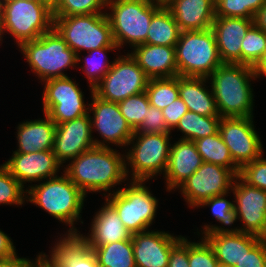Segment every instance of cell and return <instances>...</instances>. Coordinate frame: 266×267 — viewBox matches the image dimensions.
Segmentation results:
<instances>
[{
  "label": "cell",
  "instance_id": "db71d44e",
  "mask_svg": "<svg viewBox=\"0 0 266 267\" xmlns=\"http://www.w3.org/2000/svg\"><path fill=\"white\" fill-rule=\"evenodd\" d=\"M4 2L10 1H21V0H3ZM25 1H34V2H48L47 0H25Z\"/></svg>",
  "mask_w": 266,
  "mask_h": 267
},
{
  "label": "cell",
  "instance_id": "6da1fadb",
  "mask_svg": "<svg viewBox=\"0 0 266 267\" xmlns=\"http://www.w3.org/2000/svg\"><path fill=\"white\" fill-rule=\"evenodd\" d=\"M70 162L64 173L84 194L111 191L127 179L125 157L109 146H95Z\"/></svg>",
  "mask_w": 266,
  "mask_h": 267
},
{
  "label": "cell",
  "instance_id": "f546056e",
  "mask_svg": "<svg viewBox=\"0 0 266 267\" xmlns=\"http://www.w3.org/2000/svg\"><path fill=\"white\" fill-rule=\"evenodd\" d=\"M220 116H201L187 111L179 120L178 130L184 134L182 140L196 141L219 132Z\"/></svg>",
  "mask_w": 266,
  "mask_h": 267
},
{
  "label": "cell",
  "instance_id": "e0dca14e",
  "mask_svg": "<svg viewBox=\"0 0 266 267\" xmlns=\"http://www.w3.org/2000/svg\"><path fill=\"white\" fill-rule=\"evenodd\" d=\"M24 187L26 182L42 181L56 177L62 165L53 150H42L32 153H13L3 164Z\"/></svg>",
  "mask_w": 266,
  "mask_h": 267
},
{
  "label": "cell",
  "instance_id": "7dc6e473",
  "mask_svg": "<svg viewBox=\"0 0 266 267\" xmlns=\"http://www.w3.org/2000/svg\"><path fill=\"white\" fill-rule=\"evenodd\" d=\"M242 267H266V241L261 239L246 253Z\"/></svg>",
  "mask_w": 266,
  "mask_h": 267
},
{
  "label": "cell",
  "instance_id": "8fae6325",
  "mask_svg": "<svg viewBox=\"0 0 266 267\" xmlns=\"http://www.w3.org/2000/svg\"><path fill=\"white\" fill-rule=\"evenodd\" d=\"M231 190L235 197L232 202L236 203L235 218L241 219L243 227L229 229L205 225L202 235L215 231H239L262 237L266 231V191L249 186L239 176L235 177Z\"/></svg>",
  "mask_w": 266,
  "mask_h": 267
},
{
  "label": "cell",
  "instance_id": "4316f807",
  "mask_svg": "<svg viewBox=\"0 0 266 267\" xmlns=\"http://www.w3.org/2000/svg\"><path fill=\"white\" fill-rule=\"evenodd\" d=\"M206 81L208 82V78L178 75L179 97L188 111L201 116H220L212 90L205 88Z\"/></svg>",
  "mask_w": 266,
  "mask_h": 267
},
{
  "label": "cell",
  "instance_id": "484cf974",
  "mask_svg": "<svg viewBox=\"0 0 266 267\" xmlns=\"http://www.w3.org/2000/svg\"><path fill=\"white\" fill-rule=\"evenodd\" d=\"M44 116V120H27L18 125V149L13 153L27 154L53 149L56 124L47 114L44 113Z\"/></svg>",
  "mask_w": 266,
  "mask_h": 267
},
{
  "label": "cell",
  "instance_id": "11a10c76",
  "mask_svg": "<svg viewBox=\"0 0 266 267\" xmlns=\"http://www.w3.org/2000/svg\"><path fill=\"white\" fill-rule=\"evenodd\" d=\"M51 5L55 3L56 0H47Z\"/></svg>",
  "mask_w": 266,
  "mask_h": 267
},
{
  "label": "cell",
  "instance_id": "44dd1931",
  "mask_svg": "<svg viewBox=\"0 0 266 267\" xmlns=\"http://www.w3.org/2000/svg\"><path fill=\"white\" fill-rule=\"evenodd\" d=\"M105 202V205L93 217L91 233L87 237L80 232L77 234L92 250L102 245L132 238V234L123 225L115 208L107 200Z\"/></svg>",
  "mask_w": 266,
  "mask_h": 267
},
{
  "label": "cell",
  "instance_id": "c3c4849f",
  "mask_svg": "<svg viewBox=\"0 0 266 267\" xmlns=\"http://www.w3.org/2000/svg\"><path fill=\"white\" fill-rule=\"evenodd\" d=\"M47 256L44 253H40L36 261L29 260L27 258H19L17 254L8 259L0 260V267H43L47 263Z\"/></svg>",
  "mask_w": 266,
  "mask_h": 267
},
{
  "label": "cell",
  "instance_id": "1f68e13d",
  "mask_svg": "<svg viewBox=\"0 0 266 267\" xmlns=\"http://www.w3.org/2000/svg\"><path fill=\"white\" fill-rule=\"evenodd\" d=\"M43 111L46 114L59 100L84 99L76 81L70 77L53 78L44 81Z\"/></svg>",
  "mask_w": 266,
  "mask_h": 267
},
{
  "label": "cell",
  "instance_id": "d590c367",
  "mask_svg": "<svg viewBox=\"0 0 266 267\" xmlns=\"http://www.w3.org/2000/svg\"><path fill=\"white\" fill-rule=\"evenodd\" d=\"M266 0H215V17L253 19Z\"/></svg>",
  "mask_w": 266,
  "mask_h": 267
},
{
  "label": "cell",
  "instance_id": "6f0895ef",
  "mask_svg": "<svg viewBox=\"0 0 266 267\" xmlns=\"http://www.w3.org/2000/svg\"><path fill=\"white\" fill-rule=\"evenodd\" d=\"M219 267H234V266L219 265Z\"/></svg>",
  "mask_w": 266,
  "mask_h": 267
},
{
  "label": "cell",
  "instance_id": "cb8c5ba5",
  "mask_svg": "<svg viewBox=\"0 0 266 267\" xmlns=\"http://www.w3.org/2000/svg\"><path fill=\"white\" fill-rule=\"evenodd\" d=\"M130 54L149 79L178 76L175 47L144 43Z\"/></svg>",
  "mask_w": 266,
  "mask_h": 267
},
{
  "label": "cell",
  "instance_id": "836d02e7",
  "mask_svg": "<svg viewBox=\"0 0 266 267\" xmlns=\"http://www.w3.org/2000/svg\"><path fill=\"white\" fill-rule=\"evenodd\" d=\"M118 47H103L95 50L88 51V55L85 56V65L81 66L84 69V73L90 83L89 87L91 94L94 92V87L102 80L104 75L110 70L113 62L109 63L106 58V52L114 51ZM88 57V58H87Z\"/></svg>",
  "mask_w": 266,
  "mask_h": 267
},
{
  "label": "cell",
  "instance_id": "f907efd6",
  "mask_svg": "<svg viewBox=\"0 0 266 267\" xmlns=\"http://www.w3.org/2000/svg\"><path fill=\"white\" fill-rule=\"evenodd\" d=\"M254 24L266 33V2L265 4L256 12L253 18Z\"/></svg>",
  "mask_w": 266,
  "mask_h": 267
},
{
  "label": "cell",
  "instance_id": "7a4b0ae2",
  "mask_svg": "<svg viewBox=\"0 0 266 267\" xmlns=\"http://www.w3.org/2000/svg\"><path fill=\"white\" fill-rule=\"evenodd\" d=\"M252 78H257L253 67L231 63H222L208 77L221 118L253 117Z\"/></svg>",
  "mask_w": 266,
  "mask_h": 267
},
{
  "label": "cell",
  "instance_id": "f35d334b",
  "mask_svg": "<svg viewBox=\"0 0 266 267\" xmlns=\"http://www.w3.org/2000/svg\"><path fill=\"white\" fill-rule=\"evenodd\" d=\"M24 188L2 164L0 166V204L21 205L27 198Z\"/></svg>",
  "mask_w": 266,
  "mask_h": 267
},
{
  "label": "cell",
  "instance_id": "d4e9b609",
  "mask_svg": "<svg viewBox=\"0 0 266 267\" xmlns=\"http://www.w3.org/2000/svg\"><path fill=\"white\" fill-rule=\"evenodd\" d=\"M60 238L52 247L50 257L46 255L51 267H99L94 252L78 235Z\"/></svg>",
  "mask_w": 266,
  "mask_h": 267
},
{
  "label": "cell",
  "instance_id": "f1b7e54d",
  "mask_svg": "<svg viewBox=\"0 0 266 267\" xmlns=\"http://www.w3.org/2000/svg\"><path fill=\"white\" fill-rule=\"evenodd\" d=\"M203 162L218 164L239 176L240 168L233 161L229 148L218 133L194 141Z\"/></svg>",
  "mask_w": 266,
  "mask_h": 267
},
{
  "label": "cell",
  "instance_id": "f5cc1de1",
  "mask_svg": "<svg viewBox=\"0 0 266 267\" xmlns=\"http://www.w3.org/2000/svg\"><path fill=\"white\" fill-rule=\"evenodd\" d=\"M3 13H4V1L0 0V29L3 23Z\"/></svg>",
  "mask_w": 266,
  "mask_h": 267
},
{
  "label": "cell",
  "instance_id": "603a6c76",
  "mask_svg": "<svg viewBox=\"0 0 266 267\" xmlns=\"http://www.w3.org/2000/svg\"><path fill=\"white\" fill-rule=\"evenodd\" d=\"M215 4V0H167L164 3L181 31L211 28L215 19Z\"/></svg>",
  "mask_w": 266,
  "mask_h": 267
},
{
  "label": "cell",
  "instance_id": "9a60e30c",
  "mask_svg": "<svg viewBox=\"0 0 266 267\" xmlns=\"http://www.w3.org/2000/svg\"><path fill=\"white\" fill-rule=\"evenodd\" d=\"M91 98L92 102L87 106L91 107L89 112L92 111L93 113L92 118L90 115L92 132L93 128H95L103 138L102 142L101 140L93 139L95 146L108 147L110 143L116 146H128L134 131L121 114L118 103L103 100L94 92Z\"/></svg>",
  "mask_w": 266,
  "mask_h": 267
},
{
  "label": "cell",
  "instance_id": "7bdbcfd3",
  "mask_svg": "<svg viewBox=\"0 0 266 267\" xmlns=\"http://www.w3.org/2000/svg\"><path fill=\"white\" fill-rule=\"evenodd\" d=\"M225 196L227 197V194L214 196L203 201L198 207L210 206L217 221L225 226H230L236 221L234 203L225 199Z\"/></svg>",
  "mask_w": 266,
  "mask_h": 267
},
{
  "label": "cell",
  "instance_id": "52a82bcc",
  "mask_svg": "<svg viewBox=\"0 0 266 267\" xmlns=\"http://www.w3.org/2000/svg\"><path fill=\"white\" fill-rule=\"evenodd\" d=\"M53 28L65 40L68 47L77 54V62L81 61L79 55L81 50L88 52L103 47H117L106 12L53 17Z\"/></svg>",
  "mask_w": 266,
  "mask_h": 267
},
{
  "label": "cell",
  "instance_id": "d6986e66",
  "mask_svg": "<svg viewBox=\"0 0 266 267\" xmlns=\"http://www.w3.org/2000/svg\"><path fill=\"white\" fill-rule=\"evenodd\" d=\"M253 24V19L215 17L211 29L222 63L241 64L242 39Z\"/></svg>",
  "mask_w": 266,
  "mask_h": 267
},
{
  "label": "cell",
  "instance_id": "5b68a950",
  "mask_svg": "<svg viewBox=\"0 0 266 267\" xmlns=\"http://www.w3.org/2000/svg\"><path fill=\"white\" fill-rule=\"evenodd\" d=\"M19 48L41 82L67 77L64 69L76 67L77 54L68 47L65 40L52 28L39 38L23 42Z\"/></svg>",
  "mask_w": 266,
  "mask_h": 267
},
{
  "label": "cell",
  "instance_id": "5bb4252c",
  "mask_svg": "<svg viewBox=\"0 0 266 267\" xmlns=\"http://www.w3.org/2000/svg\"><path fill=\"white\" fill-rule=\"evenodd\" d=\"M219 134L240 169L263 154V145L255 130L253 117L221 118Z\"/></svg>",
  "mask_w": 266,
  "mask_h": 267
},
{
  "label": "cell",
  "instance_id": "d6a6232c",
  "mask_svg": "<svg viewBox=\"0 0 266 267\" xmlns=\"http://www.w3.org/2000/svg\"><path fill=\"white\" fill-rule=\"evenodd\" d=\"M145 92L150 105L162 110L179 98L178 76L149 79Z\"/></svg>",
  "mask_w": 266,
  "mask_h": 267
},
{
  "label": "cell",
  "instance_id": "7c38bea8",
  "mask_svg": "<svg viewBox=\"0 0 266 267\" xmlns=\"http://www.w3.org/2000/svg\"><path fill=\"white\" fill-rule=\"evenodd\" d=\"M149 78L130 53L118 56L94 93L103 100L119 103L129 96L143 93Z\"/></svg>",
  "mask_w": 266,
  "mask_h": 267
},
{
  "label": "cell",
  "instance_id": "83f0119b",
  "mask_svg": "<svg viewBox=\"0 0 266 267\" xmlns=\"http://www.w3.org/2000/svg\"><path fill=\"white\" fill-rule=\"evenodd\" d=\"M181 30L171 11L163 5L151 19L145 44L175 47Z\"/></svg>",
  "mask_w": 266,
  "mask_h": 267
},
{
  "label": "cell",
  "instance_id": "4fadbf2b",
  "mask_svg": "<svg viewBox=\"0 0 266 267\" xmlns=\"http://www.w3.org/2000/svg\"><path fill=\"white\" fill-rule=\"evenodd\" d=\"M236 175L228 168L203 162L179 187L189 207H198L214 196L230 193Z\"/></svg>",
  "mask_w": 266,
  "mask_h": 267
},
{
  "label": "cell",
  "instance_id": "277c9868",
  "mask_svg": "<svg viewBox=\"0 0 266 267\" xmlns=\"http://www.w3.org/2000/svg\"><path fill=\"white\" fill-rule=\"evenodd\" d=\"M163 5L159 0H107L112 13L106 14L118 49L125 42L133 48L144 44L152 16Z\"/></svg>",
  "mask_w": 266,
  "mask_h": 267
},
{
  "label": "cell",
  "instance_id": "30bf717a",
  "mask_svg": "<svg viewBox=\"0 0 266 267\" xmlns=\"http://www.w3.org/2000/svg\"><path fill=\"white\" fill-rule=\"evenodd\" d=\"M145 182L131 180L128 188H118L113 194H107L105 199L115 208L131 234L148 230L156 215L158 200L145 186Z\"/></svg>",
  "mask_w": 266,
  "mask_h": 267
},
{
  "label": "cell",
  "instance_id": "bcb514c9",
  "mask_svg": "<svg viewBox=\"0 0 266 267\" xmlns=\"http://www.w3.org/2000/svg\"><path fill=\"white\" fill-rule=\"evenodd\" d=\"M168 267H189V241L182 237L171 249Z\"/></svg>",
  "mask_w": 266,
  "mask_h": 267
},
{
  "label": "cell",
  "instance_id": "ab89813d",
  "mask_svg": "<svg viewBox=\"0 0 266 267\" xmlns=\"http://www.w3.org/2000/svg\"><path fill=\"white\" fill-rule=\"evenodd\" d=\"M89 108L84 99L59 100L46 114L58 125L88 114Z\"/></svg>",
  "mask_w": 266,
  "mask_h": 267
},
{
  "label": "cell",
  "instance_id": "9c48e42d",
  "mask_svg": "<svg viewBox=\"0 0 266 267\" xmlns=\"http://www.w3.org/2000/svg\"><path fill=\"white\" fill-rule=\"evenodd\" d=\"M167 133H134L128 145L133 147L127 152L125 172L128 177L132 168L131 180L148 181L153 176L165 174L170 155V136ZM136 139V142H134ZM128 164V165H127ZM128 169V170H127Z\"/></svg>",
  "mask_w": 266,
  "mask_h": 267
},
{
  "label": "cell",
  "instance_id": "74e56055",
  "mask_svg": "<svg viewBox=\"0 0 266 267\" xmlns=\"http://www.w3.org/2000/svg\"><path fill=\"white\" fill-rule=\"evenodd\" d=\"M121 114L127 123L136 131L147 115V109L151 106L146 92L129 96L118 103Z\"/></svg>",
  "mask_w": 266,
  "mask_h": 267
},
{
  "label": "cell",
  "instance_id": "2e32d148",
  "mask_svg": "<svg viewBox=\"0 0 266 267\" xmlns=\"http://www.w3.org/2000/svg\"><path fill=\"white\" fill-rule=\"evenodd\" d=\"M90 114L56 125L53 153L63 163L95 147Z\"/></svg>",
  "mask_w": 266,
  "mask_h": 267
},
{
  "label": "cell",
  "instance_id": "681fc988",
  "mask_svg": "<svg viewBox=\"0 0 266 267\" xmlns=\"http://www.w3.org/2000/svg\"><path fill=\"white\" fill-rule=\"evenodd\" d=\"M12 239L0 230V260L13 257L16 253Z\"/></svg>",
  "mask_w": 266,
  "mask_h": 267
},
{
  "label": "cell",
  "instance_id": "7402d4cb",
  "mask_svg": "<svg viewBox=\"0 0 266 267\" xmlns=\"http://www.w3.org/2000/svg\"><path fill=\"white\" fill-rule=\"evenodd\" d=\"M203 163L193 141L179 139L171 144L165 176L167 191L178 188Z\"/></svg>",
  "mask_w": 266,
  "mask_h": 267
},
{
  "label": "cell",
  "instance_id": "680465c9",
  "mask_svg": "<svg viewBox=\"0 0 266 267\" xmlns=\"http://www.w3.org/2000/svg\"><path fill=\"white\" fill-rule=\"evenodd\" d=\"M43 267H51L48 263H46Z\"/></svg>",
  "mask_w": 266,
  "mask_h": 267
},
{
  "label": "cell",
  "instance_id": "60d3db41",
  "mask_svg": "<svg viewBox=\"0 0 266 267\" xmlns=\"http://www.w3.org/2000/svg\"><path fill=\"white\" fill-rule=\"evenodd\" d=\"M189 267H219L215 252L205 238L197 243L189 241Z\"/></svg>",
  "mask_w": 266,
  "mask_h": 267
},
{
  "label": "cell",
  "instance_id": "b9f144b4",
  "mask_svg": "<svg viewBox=\"0 0 266 267\" xmlns=\"http://www.w3.org/2000/svg\"><path fill=\"white\" fill-rule=\"evenodd\" d=\"M239 177L249 186L266 191V158L263 154L240 169Z\"/></svg>",
  "mask_w": 266,
  "mask_h": 267
},
{
  "label": "cell",
  "instance_id": "8d00e7d4",
  "mask_svg": "<svg viewBox=\"0 0 266 267\" xmlns=\"http://www.w3.org/2000/svg\"><path fill=\"white\" fill-rule=\"evenodd\" d=\"M266 48V33L253 24L242 39L241 64L254 67Z\"/></svg>",
  "mask_w": 266,
  "mask_h": 267
},
{
  "label": "cell",
  "instance_id": "816d5d0a",
  "mask_svg": "<svg viewBox=\"0 0 266 267\" xmlns=\"http://www.w3.org/2000/svg\"><path fill=\"white\" fill-rule=\"evenodd\" d=\"M253 70L257 78L266 76V48L258 63L253 67Z\"/></svg>",
  "mask_w": 266,
  "mask_h": 267
},
{
  "label": "cell",
  "instance_id": "ffe728a7",
  "mask_svg": "<svg viewBox=\"0 0 266 267\" xmlns=\"http://www.w3.org/2000/svg\"><path fill=\"white\" fill-rule=\"evenodd\" d=\"M212 246L219 265L242 267L248 253L261 237L239 231H215L203 236Z\"/></svg>",
  "mask_w": 266,
  "mask_h": 267
},
{
  "label": "cell",
  "instance_id": "ba28073f",
  "mask_svg": "<svg viewBox=\"0 0 266 267\" xmlns=\"http://www.w3.org/2000/svg\"><path fill=\"white\" fill-rule=\"evenodd\" d=\"M53 28L52 5L49 2H4L0 41L4 32L15 37L20 46L23 42L39 38Z\"/></svg>",
  "mask_w": 266,
  "mask_h": 267
},
{
  "label": "cell",
  "instance_id": "e575fe53",
  "mask_svg": "<svg viewBox=\"0 0 266 267\" xmlns=\"http://www.w3.org/2000/svg\"><path fill=\"white\" fill-rule=\"evenodd\" d=\"M107 0H56L52 5L53 17L102 14Z\"/></svg>",
  "mask_w": 266,
  "mask_h": 267
},
{
  "label": "cell",
  "instance_id": "9f6ffc18",
  "mask_svg": "<svg viewBox=\"0 0 266 267\" xmlns=\"http://www.w3.org/2000/svg\"><path fill=\"white\" fill-rule=\"evenodd\" d=\"M261 239L266 241V231H265V234L261 237Z\"/></svg>",
  "mask_w": 266,
  "mask_h": 267
},
{
  "label": "cell",
  "instance_id": "ee69618b",
  "mask_svg": "<svg viewBox=\"0 0 266 267\" xmlns=\"http://www.w3.org/2000/svg\"><path fill=\"white\" fill-rule=\"evenodd\" d=\"M170 132L165 124L162 110L150 106L140 127L134 133H167Z\"/></svg>",
  "mask_w": 266,
  "mask_h": 267
},
{
  "label": "cell",
  "instance_id": "3957f363",
  "mask_svg": "<svg viewBox=\"0 0 266 267\" xmlns=\"http://www.w3.org/2000/svg\"><path fill=\"white\" fill-rule=\"evenodd\" d=\"M39 185L29 186L26 189L27 201L38 205L51 216L70 226L67 235H77L79 231L74 226V222L81 219V211L84 206V194L64 173L46 179Z\"/></svg>",
  "mask_w": 266,
  "mask_h": 267
},
{
  "label": "cell",
  "instance_id": "8992f818",
  "mask_svg": "<svg viewBox=\"0 0 266 267\" xmlns=\"http://www.w3.org/2000/svg\"><path fill=\"white\" fill-rule=\"evenodd\" d=\"M175 55L179 76L208 78L222 64L211 28L181 31Z\"/></svg>",
  "mask_w": 266,
  "mask_h": 267
},
{
  "label": "cell",
  "instance_id": "4dcf8cb0",
  "mask_svg": "<svg viewBox=\"0 0 266 267\" xmlns=\"http://www.w3.org/2000/svg\"><path fill=\"white\" fill-rule=\"evenodd\" d=\"M92 251L99 267H136L132 239L102 245Z\"/></svg>",
  "mask_w": 266,
  "mask_h": 267
},
{
  "label": "cell",
  "instance_id": "ac0fdd59",
  "mask_svg": "<svg viewBox=\"0 0 266 267\" xmlns=\"http://www.w3.org/2000/svg\"><path fill=\"white\" fill-rule=\"evenodd\" d=\"M182 237L154 230L132 234L136 267H168L171 249Z\"/></svg>",
  "mask_w": 266,
  "mask_h": 267
},
{
  "label": "cell",
  "instance_id": "f6af8a7d",
  "mask_svg": "<svg viewBox=\"0 0 266 267\" xmlns=\"http://www.w3.org/2000/svg\"><path fill=\"white\" fill-rule=\"evenodd\" d=\"M187 111L188 108L180 97L175 99V101H173L170 105L162 109L166 127L170 132L171 130L175 129L180 118Z\"/></svg>",
  "mask_w": 266,
  "mask_h": 267
}]
</instances>
